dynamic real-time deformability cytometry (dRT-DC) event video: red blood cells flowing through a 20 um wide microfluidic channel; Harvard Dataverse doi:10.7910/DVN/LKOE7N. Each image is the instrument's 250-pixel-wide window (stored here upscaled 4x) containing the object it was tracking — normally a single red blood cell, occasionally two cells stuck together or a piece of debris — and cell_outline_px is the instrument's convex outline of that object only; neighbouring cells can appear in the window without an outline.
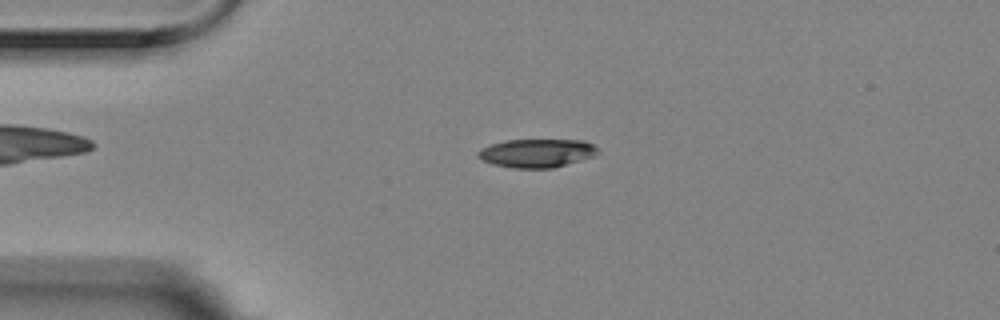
{"species": "Egyptian fruit bat (a non-hibernating species)", "species_latin": "Rousettus aegyptiacus", "temperature_condition": "room temperature", "stored_images_in_passage": 5, "camera_frame_rate_fps": 3000, "um_per_image_px": 0.085, "animal": {"sex": "female"}, "frame": {"image": 1, "passage_image": 3, "time_ms": 0.667, "image_size_px": [1000, 320], "cell_outline_px": [[600, 152], [592, 156], [580, 160], [552, 168], [512, 168], [492, 164], [476, 156], [476, 152], [480, 148], [504, 140], [584, 140], [600, 148]], "centroid_in_image_um": [45.61, 13.01], "position_along_channel_um": 39.4, "area_um2": 19.94}}
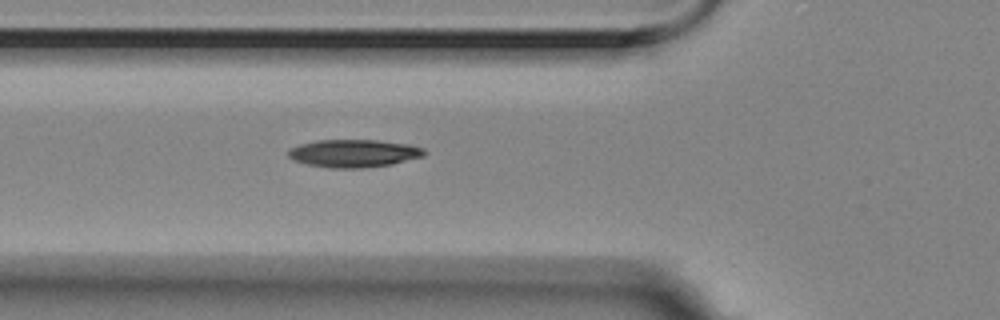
{"frame": {"image": 2, "passage_image": 5, "time_ms": 1.333, "image_size_px": [1000, 320], "cell_outline_px": [[428, 152], [424, 156], [392, 164], [360, 168], [328, 168], [308, 164], [292, 160], [288, 156], [288, 148], [300, 144], [316, 140], [376, 140], [408, 144], [424, 148]], "centroid_in_image_um": [30.06, 13.03], "position_along_channel_um": 95.7, "area_um2": 22.14}}